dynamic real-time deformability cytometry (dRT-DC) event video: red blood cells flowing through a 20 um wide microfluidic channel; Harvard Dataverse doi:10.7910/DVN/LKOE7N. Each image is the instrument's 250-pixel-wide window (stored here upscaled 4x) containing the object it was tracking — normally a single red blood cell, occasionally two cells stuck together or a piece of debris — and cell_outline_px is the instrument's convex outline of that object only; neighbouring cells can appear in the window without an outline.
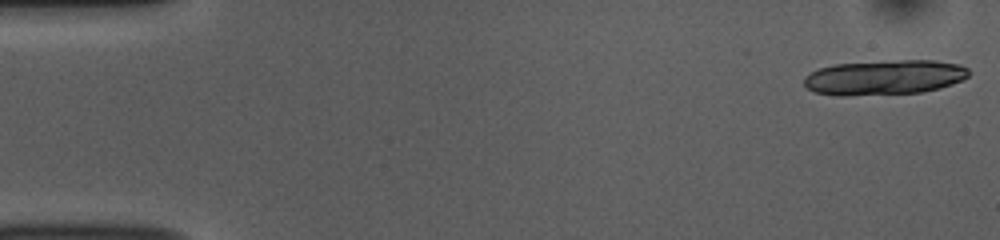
{"species": "common noctule bat (a hibernating species)", "species_latin": "Nyctalus noctula", "temperature_condition": "room temperature", "stored_images_in_passage": 17, "camera_frame_rate_fps": 3000, "um_per_image_px": 0.085, "animal": {"sex": "female", "body_mass_g": 10.0, "forearm_length_mm": 53.1}, "frame": {"image": 1, "passage_image": 1, "time_ms": 0.0, "image_size_px": [1000, 240], "cell_outline_px": [[968, 76], [952, 84], [940, 88], [920, 92], [848, 96], [840, 96], [816, 92], [808, 88], [804, 84], [804, 76], [820, 68], [836, 64], [900, 60], [932, 60], [960, 64], [968, 68]], "centroid_in_image_um": [75.18, 6.58], "position_along_channel_um": 9.8, "area_um2": 33.29}}